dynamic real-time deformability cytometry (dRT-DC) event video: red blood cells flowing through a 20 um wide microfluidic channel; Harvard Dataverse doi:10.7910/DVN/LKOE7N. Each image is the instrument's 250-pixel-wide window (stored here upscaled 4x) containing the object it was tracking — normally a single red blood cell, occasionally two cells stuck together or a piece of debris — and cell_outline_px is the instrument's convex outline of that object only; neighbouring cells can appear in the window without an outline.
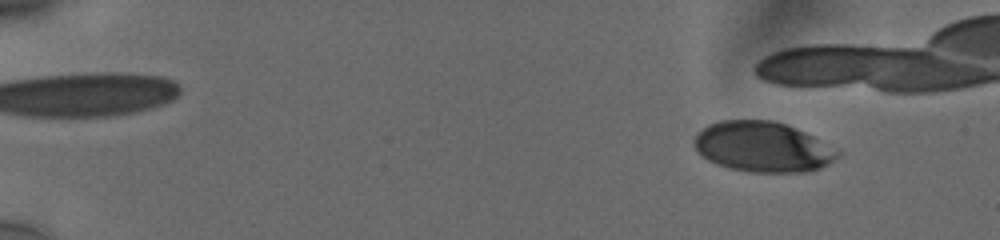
{"species": "human", "species_latin": "Homo sapiens", "temperature_condition": "cold", "stored_images_in_passage": 30, "segment_of_instrument_passage": [1, 2], "camera_frame_rate_fps": 3000, "um_per_image_px": 0.085, "donor": {"sex": "male"}, "frame": {"image": 1, "passage_image": 6, "time_ms": 1.667, "image_size_px": [1000, 240], "cell_outline_px": [[844, 152], [840, 156], [828, 164], [820, 168], [808, 172], [748, 172], [716, 164], [708, 160], [696, 148], [692, 140], [708, 124], [720, 120], [772, 120], [796, 128], [840, 148]], "centroid_in_image_um": [64.91, 12.49], "position_along_channel_um": 20.1, "area_um2": 42.31}}
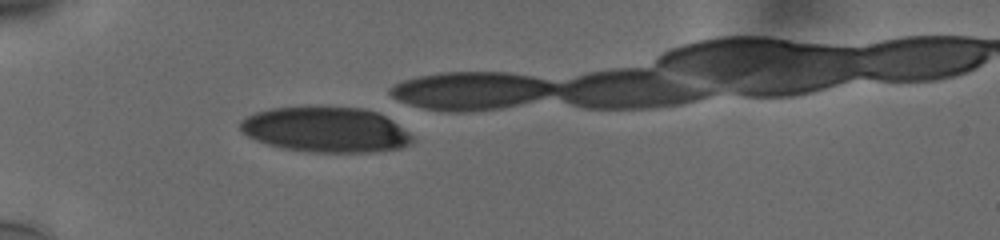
{"frame": {"image": 2, "passage_image": 19, "time_ms": 6.0, "image_size_px": [1000, 240], "cell_outline_px": [[412, 140], [408, 144], [400, 148], [376, 152], [308, 152], [280, 148], [256, 140], [248, 136], [240, 128], [240, 120], [256, 112], [272, 108], [364, 108], [376, 112], [392, 120], [408, 132], [412, 136]], "centroid_in_image_um": [27.68, 11.04], "position_along_channel_um": 57.3, "area_um2": 44.85}}
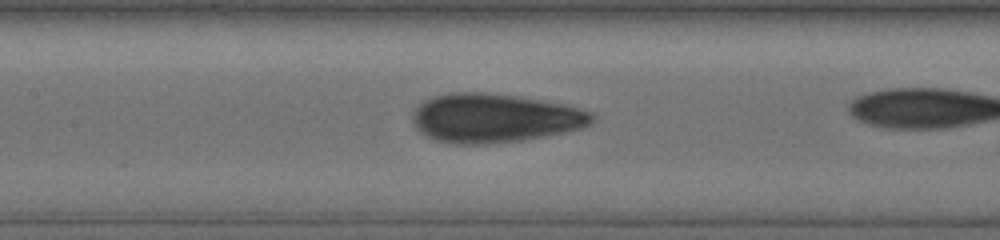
{"frame": {"image": 3, "passage_image": 28, "time_ms": 9.0, "image_size_px": [1000, 240], "cell_outline_px": [[596, 116], [592, 124], [580, 128], [564, 132], [544, 136], [520, 140], [488, 144], [452, 144], [432, 140], [420, 132], [416, 128], [412, 120], [412, 116], [416, 108], [420, 104], [436, 96], [452, 92], [484, 92], [512, 96], [560, 104], [592, 112]], "centroid_in_image_um": [42.0, 10.06], "position_along_channel_um": 165.4, "area_um2": 50.69}}